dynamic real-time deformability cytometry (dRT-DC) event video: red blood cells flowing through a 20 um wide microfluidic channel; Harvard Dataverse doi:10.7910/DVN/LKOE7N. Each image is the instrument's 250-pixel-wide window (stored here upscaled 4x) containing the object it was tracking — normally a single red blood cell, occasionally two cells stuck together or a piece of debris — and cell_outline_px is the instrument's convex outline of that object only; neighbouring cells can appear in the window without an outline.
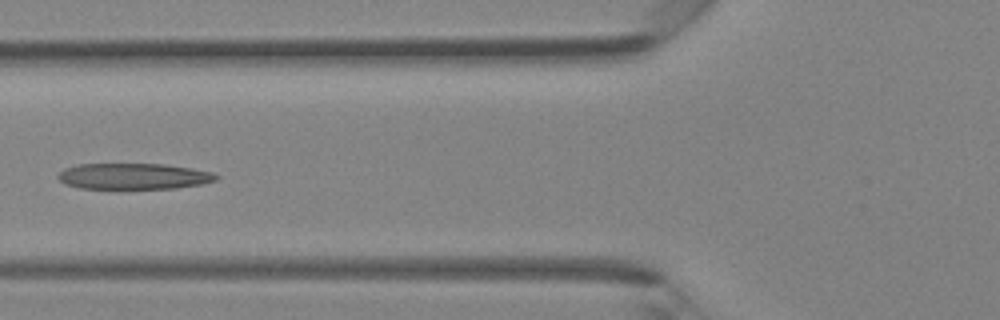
{"species": "Egyptian fruit bat (a non-hibernating species)", "species_latin": "Rousettus aegyptiacus", "temperature_condition": "room temperature", "stored_images_in_passage": 3, "camera_frame_rate_fps": 3000, "um_per_image_px": 0.085, "animal": {"sex": "female"}, "frame": {"image": 1, "passage_image": 3, "time_ms": 0.667, "image_size_px": [1000, 320], "cell_outline_px": [[220, 176], [216, 180], [200, 184], [176, 188], [80, 188], [64, 184], [56, 176], [64, 168], [76, 164], [164, 164], [192, 168], [212, 172]], "centroid_in_image_um": [11.34, 14.97], "position_along_channel_um": 114.5, "area_um2": 23.93}}